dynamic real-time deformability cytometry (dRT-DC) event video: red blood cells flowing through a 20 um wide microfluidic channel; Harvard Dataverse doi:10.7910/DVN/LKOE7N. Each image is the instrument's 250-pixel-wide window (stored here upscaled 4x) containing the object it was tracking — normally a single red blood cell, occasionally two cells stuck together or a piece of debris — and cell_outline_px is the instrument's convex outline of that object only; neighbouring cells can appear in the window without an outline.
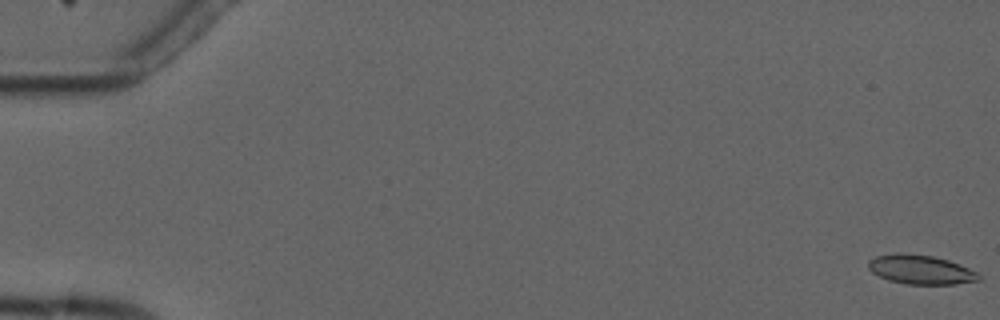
{"species": "common noctule bat (a hibernating species)", "species_latin": "Nyctalus noctula", "temperature_condition": "cold", "stored_images_in_passage": 12, "camera_frame_rate_fps": 3000, "um_per_image_px": 0.085, "animal": {"sex": "male", "forearm_length_mm": 52.5}, "frame": {"image": 1, "passage_image": 1, "time_ms": 0.0, "image_size_px": [1000, 320], "cell_outline_px": [[980, 280], [956, 284], [908, 284], [888, 280], [872, 272], [868, 268], [868, 260], [876, 256], [896, 252], [904, 252], [932, 256], [948, 260], [960, 264], [980, 272]], "centroid_in_image_um": [78.27, 22.9], "position_along_channel_um": 6.7, "area_um2": 19.02}}
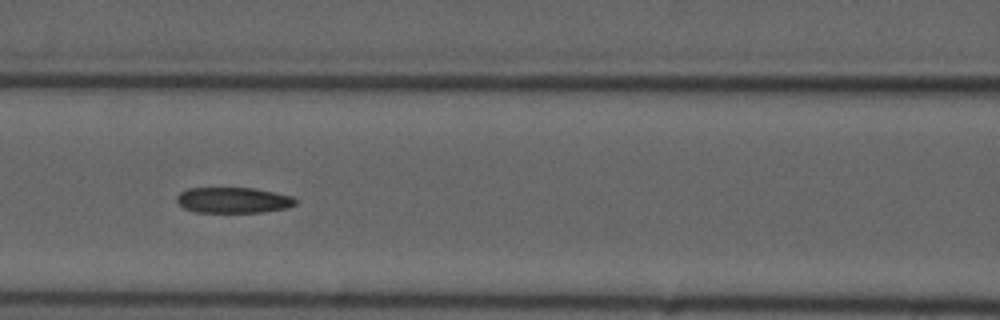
{"frame": {"image": 2, "passage_image": 8, "time_ms": 8.0, "image_size_px": [1000, 320], "cell_outline_px": [[296, 204], [288, 208], [260, 212], [196, 212], [184, 208], [176, 200], [176, 196], [180, 192], [188, 188], [256, 188], [292, 196], [296, 200]], "centroid_in_image_um": [19.83, 17.01], "position_along_channel_um": 146.8, "area_um2": 17.8}}
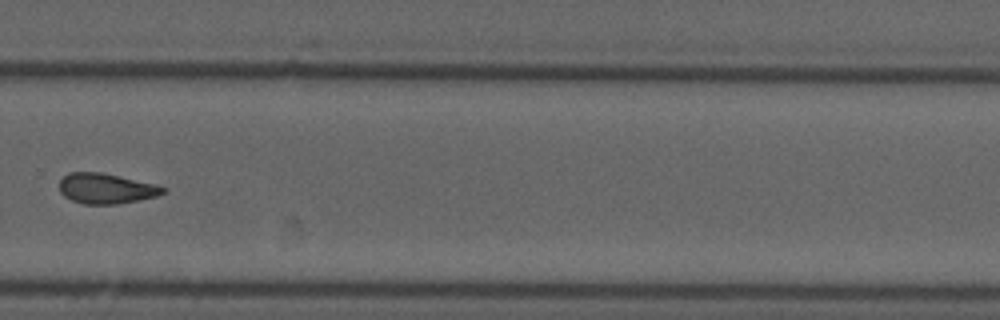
{"frame": {"image": 3, "passage_image": 12, "time_ms": 12.667, "image_size_px": [1000, 320], "cell_outline_px": [[168, 192], [156, 196], [116, 204], [84, 204], [72, 200], [64, 196], [60, 192], [60, 180], [68, 172], [100, 172], [156, 184], [168, 188]], "centroid_in_image_um": [9.04, 16.02], "position_along_channel_um": 320.8, "area_um2": 18.26}}